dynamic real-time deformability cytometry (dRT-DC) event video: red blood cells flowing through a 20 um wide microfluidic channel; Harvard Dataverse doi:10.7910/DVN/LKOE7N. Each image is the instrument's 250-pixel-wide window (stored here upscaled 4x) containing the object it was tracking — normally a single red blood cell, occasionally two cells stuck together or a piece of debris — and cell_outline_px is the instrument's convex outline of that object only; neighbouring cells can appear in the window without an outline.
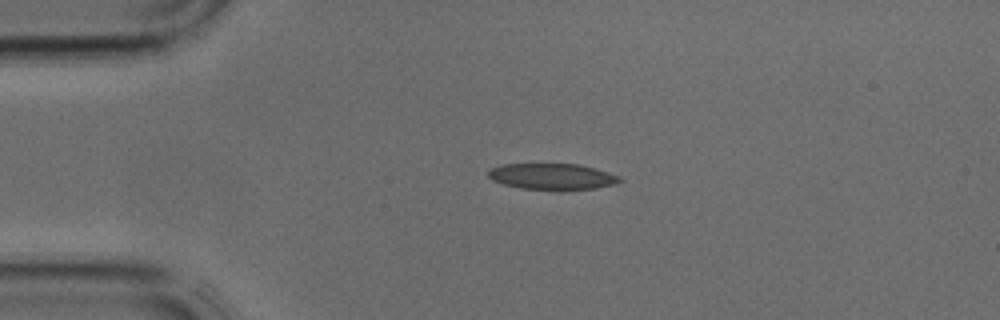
{"species": "common noctule bat (a hibernating species)", "species_latin": "Nyctalus noctula", "temperature_condition": "cold", "stored_images_in_passage": 2, "camera_frame_rate_fps": 3000, "um_per_image_px": 0.085, "animal": {"sex": "male", "body_mass_g": 17.9, "forearm_length_mm": 54.2}, "frame": {"image": 1, "passage_image": 1, "time_ms": 0.0, "image_size_px": [1000, 320], "cell_outline_px": [[624, 180], [616, 184], [596, 188], [560, 192], [520, 188], [504, 184], [492, 180], [488, 176], [488, 172], [492, 168], [504, 164], [576, 164], [596, 168], [620, 176]], "centroid_in_image_um": [47.0, 15.04], "position_along_channel_um": 38.0, "area_um2": 20.58}}
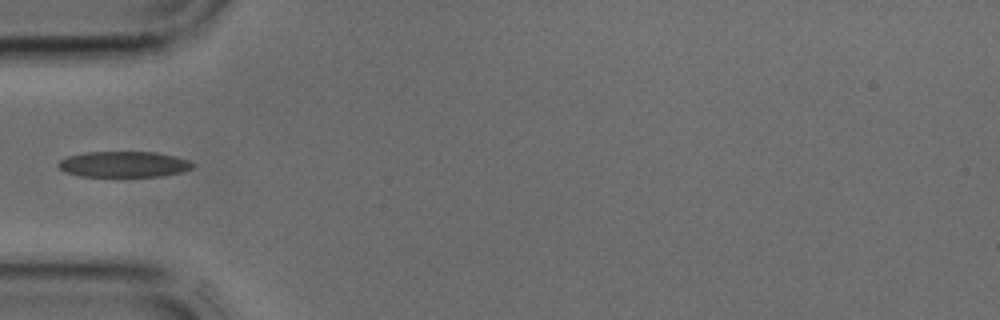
{"frame": {"image": 2, "passage_image": 2, "time_ms": 0.333, "image_size_px": [1000, 320], "cell_outline_px": [[196, 164], [192, 168], [180, 172], [160, 176], [80, 176], [64, 172], [56, 164], [60, 160], [68, 156], [84, 152], [156, 152], [176, 156], [188, 160]], "centroid_in_image_um": [10.51, 13.95], "position_along_channel_um": 74.5, "area_um2": 20.23}}